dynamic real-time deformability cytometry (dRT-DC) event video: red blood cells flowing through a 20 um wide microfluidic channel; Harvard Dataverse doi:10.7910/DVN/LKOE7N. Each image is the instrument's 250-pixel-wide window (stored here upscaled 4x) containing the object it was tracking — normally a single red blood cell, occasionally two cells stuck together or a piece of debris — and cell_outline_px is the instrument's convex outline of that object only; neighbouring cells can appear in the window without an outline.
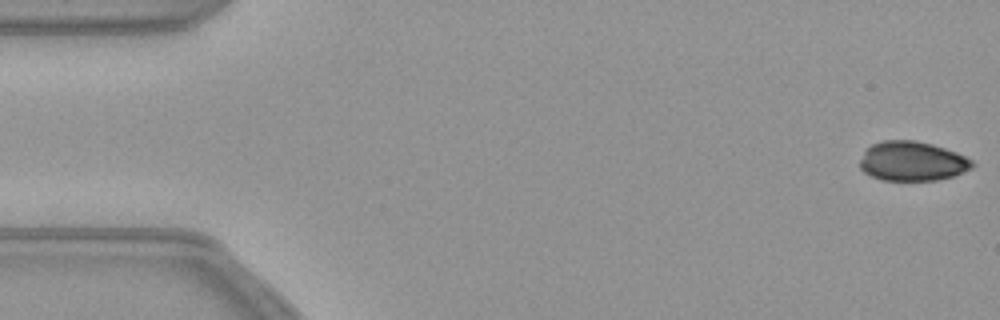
{"species": "common noctule bat (a hibernating species)", "species_latin": "Nyctalus noctula", "temperature_condition": "warm", "stored_images_in_passage": 55, "camera_frame_rate_fps": 3000, "um_per_image_px": 0.085, "animal": {"sex": "female", "body_mass_g": 21.9}, "frame": {"image": 1, "passage_image": 1, "time_ms": 0.0, "image_size_px": [1000, 320], "cell_outline_px": [[976, 164], [972, 168], [952, 176], [936, 180], [880, 180], [864, 172], [860, 168], [860, 160], [864, 148], [880, 140], [916, 140], [932, 144], [956, 152], [972, 160]], "centroid_in_image_um": [77.5, 13.69], "position_along_channel_um": 7.5, "area_um2": 26.01}}
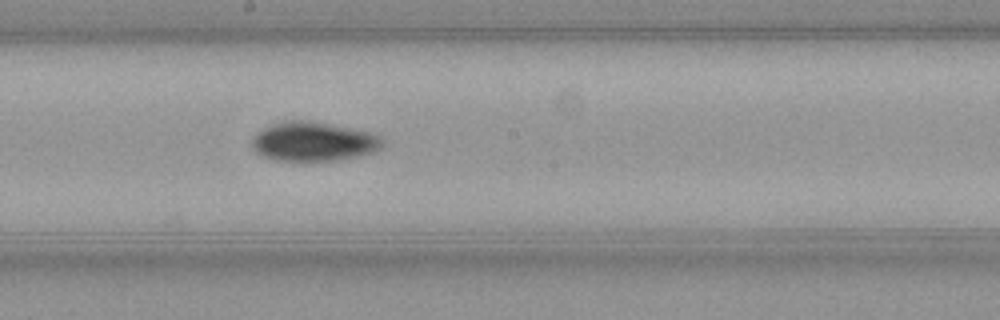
{"frame": {"image": 2, "passage_image": 29, "time_ms": 9.333, "image_size_px": [1000, 320], "cell_outline_px": [[384, 148], [360, 156], [344, 160], [300, 164], [272, 160], [256, 152], [252, 148], [252, 136], [256, 132], [272, 124], [284, 120], [308, 120], [372, 132], [384, 136]], "centroid_in_image_um": [26.67, 12.08], "position_along_channel_um": 221.5, "area_um2": 31.33}}
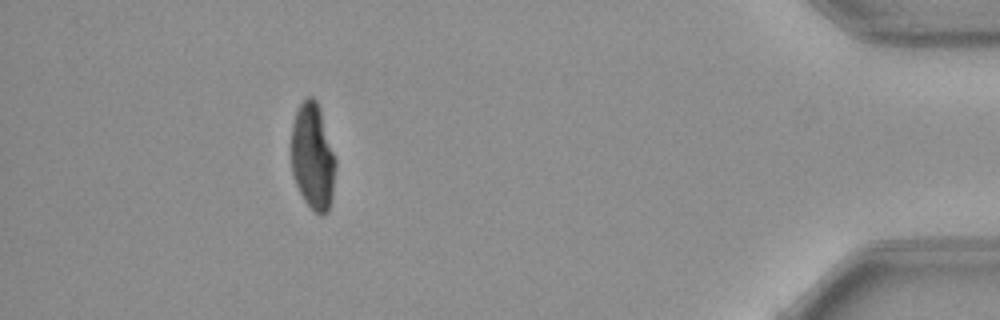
{"frame": {"image": 3, "passage_image": 49, "time_ms": 16.0, "image_size_px": [1000, 320], "cell_outline_px": [[336, 168], [332, 196], [328, 212], [320, 216], [304, 200], [296, 184], [292, 172], [292, 124], [296, 112], [300, 104], [308, 96], [312, 96], [316, 100], [320, 108], [336, 160]], "centroid_in_image_um": [26.6, 13.32], "position_along_channel_um": 408.6, "area_um2": 27.4}}